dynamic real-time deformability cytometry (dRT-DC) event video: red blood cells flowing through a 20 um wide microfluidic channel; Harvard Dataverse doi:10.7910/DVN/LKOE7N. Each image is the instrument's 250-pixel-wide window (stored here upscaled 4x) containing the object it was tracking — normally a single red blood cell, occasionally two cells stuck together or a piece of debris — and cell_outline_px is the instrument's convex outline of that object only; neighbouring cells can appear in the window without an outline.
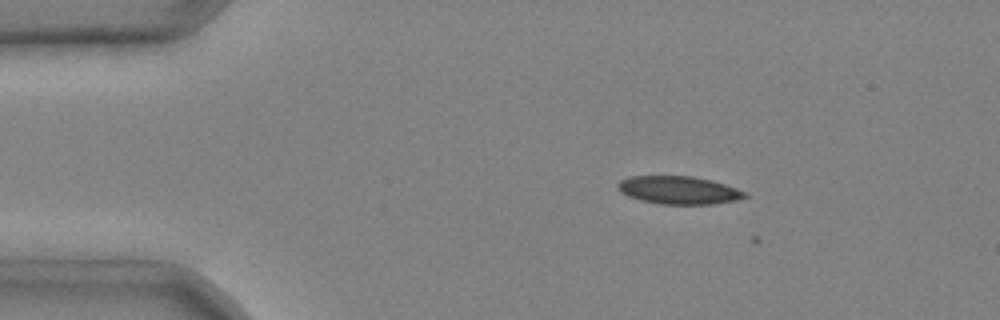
{"species": "common noctule bat (a hibernating species)", "species_latin": "Nyctalus noctula", "temperature_condition": "cold", "stored_images_in_passage": 4, "camera_frame_rate_fps": 3000, "um_per_image_px": 0.085, "animal": {"sex": "male", "body_mass_g": 20.4}, "frame": {"image": 1, "passage_image": 3, "time_ms": 0.667, "image_size_px": [1000, 320], "cell_outline_px": [[748, 196], [736, 200], [712, 204], [660, 204], [628, 196], [620, 192], [616, 188], [616, 184], [620, 180], [632, 176], [692, 176], [712, 180], [748, 192]], "centroid_in_image_um": [57.69, 16.15], "position_along_channel_um": 27.3, "area_um2": 20.69}}